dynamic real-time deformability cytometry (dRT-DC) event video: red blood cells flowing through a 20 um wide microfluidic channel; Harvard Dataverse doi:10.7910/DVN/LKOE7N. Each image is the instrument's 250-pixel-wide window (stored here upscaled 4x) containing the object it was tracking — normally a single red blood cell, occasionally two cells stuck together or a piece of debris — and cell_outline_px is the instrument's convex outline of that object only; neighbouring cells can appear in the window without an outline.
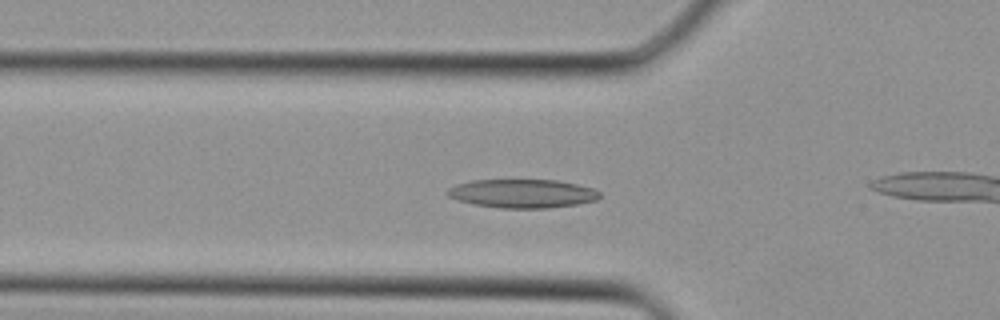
{"species": "Egyptian fruit bat (a non-hibernating species)", "species_latin": "Rousettus aegyptiacus", "temperature_condition": "cold", "stored_images_in_passage": 28, "camera_frame_rate_fps": 3000, "um_per_image_px": 0.085, "animal": {"sex": "female"}, "frame": {"image": 1, "passage_image": 12, "time_ms": 3.667, "image_size_px": [1000, 320], "cell_outline_px": [[600, 196], [596, 200], [576, 204], [548, 208], [500, 208], [472, 204], [456, 200], [448, 196], [444, 192], [448, 188], [456, 184], [472, 180], [556, 180], [576, 184], [592, 188], [600, 192]], "centroid_in_image_um": [44.34, 16.45], "position_along_channel_um": 81.5, "area_um2": 25.49}}
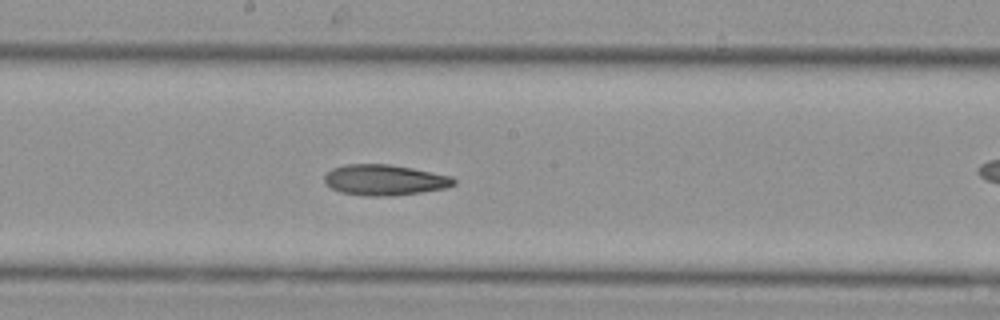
{"frame": {"image": 2, "passage_image": 19, "time_ms": 6.0, "image_size_px": [1000, 320], "cell_outline_px": [[456, 184], [444, 188], [420, 192], [392, 196], [364, 196], [340, 192], [324, 184], [324, 176], [332, 168], [344, 164], [388, 164], [412, 168], [452, 176], [456, 180]], "centroid_in_image_um": [32.66, 15.3], "position_along_channel_um": 215.5, "area_um2": 23.24}}
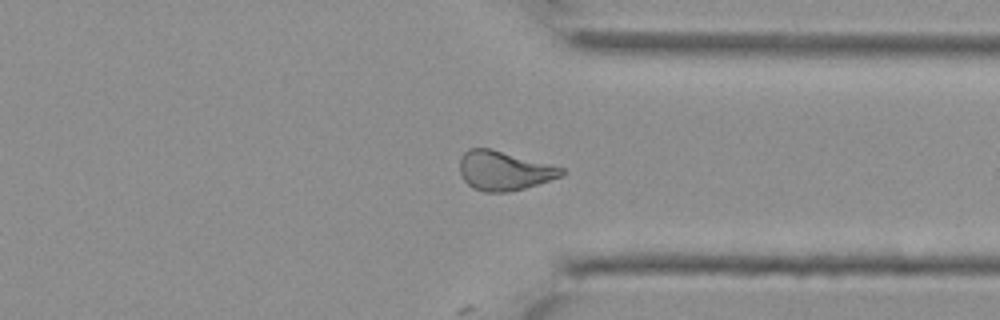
{"frame": {"image": 3, "passage_image": 27, "time_ms": 8.667, "image_size_px": [1000, 320], "cell_outline_px": [[568, 172], [564, 176], [524, 188], [508, 192], [484, 192], [472, 188], [460, 176], [460, 156], [468, 148], [488, 148], [564, 168]], "centroid_in_image_um": [42.84, 14.52], "position_along_channel_um": 368.6, "area_um2": 23.29}}